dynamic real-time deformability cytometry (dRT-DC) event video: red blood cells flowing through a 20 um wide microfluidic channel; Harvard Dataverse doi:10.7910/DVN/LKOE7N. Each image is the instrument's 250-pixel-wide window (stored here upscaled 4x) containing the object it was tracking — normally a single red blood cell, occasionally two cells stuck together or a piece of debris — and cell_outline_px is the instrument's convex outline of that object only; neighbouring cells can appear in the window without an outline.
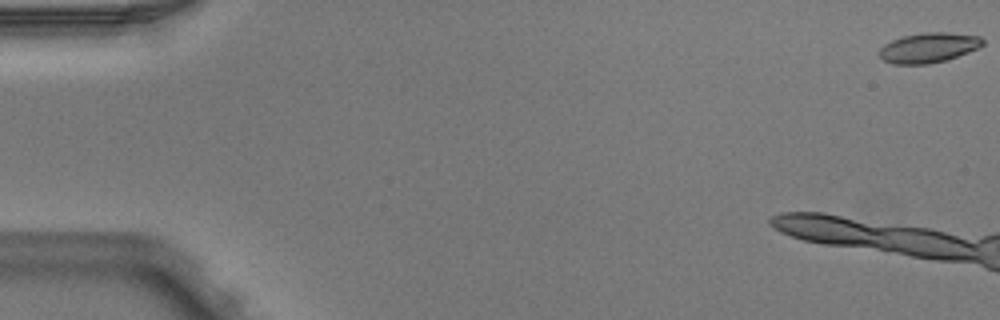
{"species": "Egyptian fruit bat (a non-hibernating species)", "species_latin": "Rousettus aegyptiacus", "temperature_condition": "warm", "stored_images_in_passage": 4, "camera_frame_rate_fps": 3000, "um_per_image_px": 0.085, "animal": {"sex": "male"}, "frame": {"image": 1, "passage_image": 1, "time_ms": 0.0, "image_size_px": [1000, 320], "cell_outline_px": [[984, 44], [980, 48], [944, 60], [928, 64], [892, 64], [884, 60], [880, 56], [880, 48], [884, 44], [892, 40], [904, 36], [924, 32], [944, 32], [980, 36], [984, 40]], "centroid_in_image_um": [78.94, 4.05], "position_along_channel_um": 6.1, "area_um2": 17.92}}